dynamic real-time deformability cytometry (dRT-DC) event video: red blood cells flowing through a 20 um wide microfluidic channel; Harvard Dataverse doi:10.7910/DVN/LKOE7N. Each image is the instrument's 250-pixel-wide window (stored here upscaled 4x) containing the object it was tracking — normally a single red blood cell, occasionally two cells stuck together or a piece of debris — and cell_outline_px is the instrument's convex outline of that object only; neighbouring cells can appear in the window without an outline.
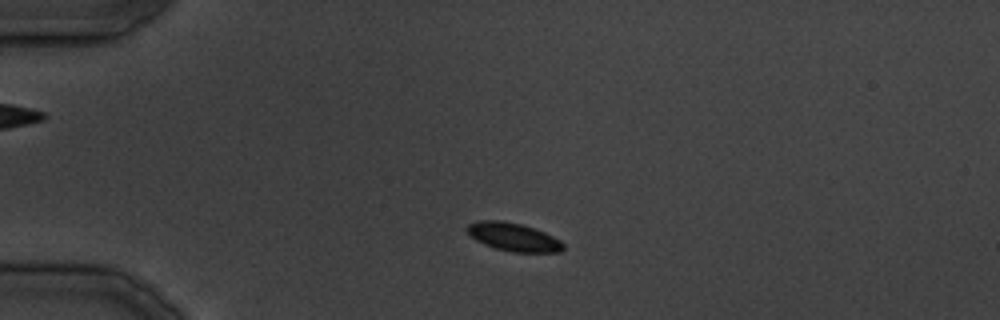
{"species": "common noctule bat (a hibernating species)", "species_latin": "Nyctalus noctula", "temperature_condition": "cold", "stored_images_in_passage": 32, "camera_frame_rate_fps": 3000, "um_per_image_px": 0.085, "animal": {"sex": "male", "body_mass_g": 19.5, "forearm_length_mm": 54.6}, "frame": {"image": 1, "passage_image": 5, "time_ms": 4.667, "image_size_px": [1000, 320], "cell_outline_px": [[564, 248], [560, 252], [512, 252], [496, 248], [484, 244], [476, 240], [464, 228], [468, 224], [476, 220], [504, 220], [520, 224], [544, 232], [560, 240], [564, 244]], "centroid_in_image_um": [43.61, 20.13], "position_along_channel_um": 41.4, "area_um2": 15.78}}
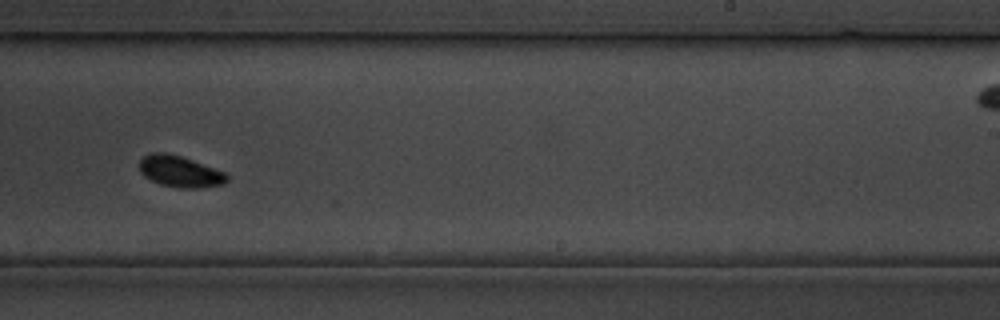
{"frame": {"image": 2, "passage_image": 19, "time_ms": 22.667, "image_size_px": [1000, 320], "cell_outline_px": [[228, 180], [224, 184], [200, 188], [180, 188], [160, 184], [144, 176], [140, 172], [140, 160], [144, 156], [152, 152], [168, 152], [192, 160], [224, 172], [228, 176]], "centroid_in_image_um": [15.29, 14.58], "position_along_channel_um": 273.7, "area_um2": 15.9}}
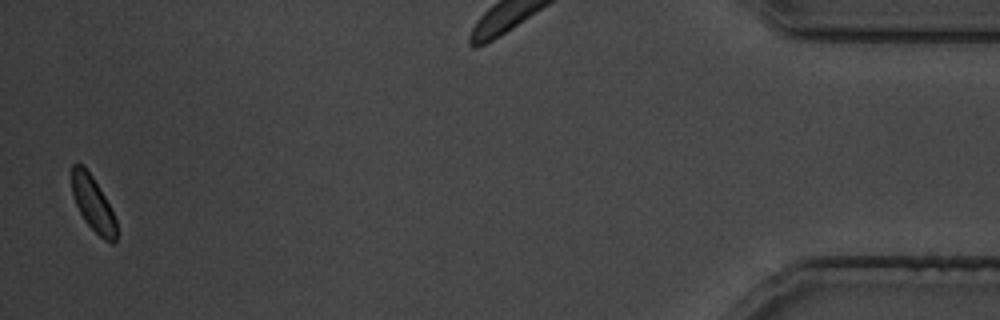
{"frame": {"image": 3, "passage_image": 32, "time_ms": 38.333, "image_size_px": [1000, 320], "cell_outline_px": [[116, 240], [112, 244], [104, 240], [84, 220], [76, 204], [72, 192], [72, 164], [84, 164], [92, 176], [104, 196], [116, 220]], "centroid_in_image_um": [7.9, 17.31], "position_along_channel_um": 427.3, "area_um2": 13.99}}